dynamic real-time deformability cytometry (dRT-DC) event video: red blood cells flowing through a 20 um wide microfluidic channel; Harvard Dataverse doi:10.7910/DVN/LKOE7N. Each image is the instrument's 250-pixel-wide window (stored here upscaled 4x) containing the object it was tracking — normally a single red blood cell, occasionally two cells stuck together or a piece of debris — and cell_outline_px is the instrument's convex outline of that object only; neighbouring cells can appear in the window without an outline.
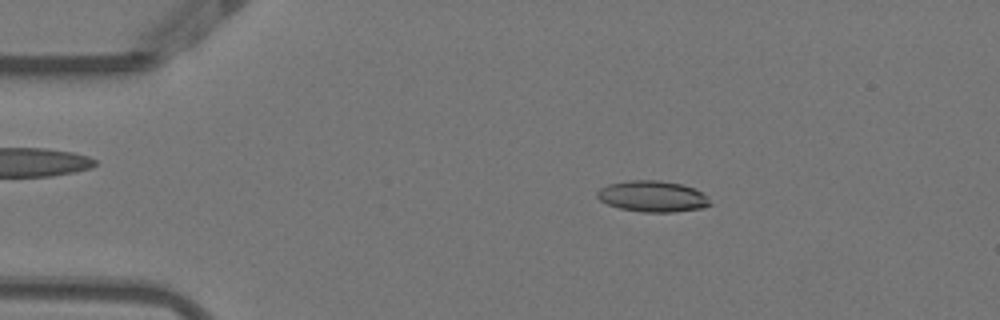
{"species": "Egyptian fruit bat (a non-hibernating species)", "species_latin": "Rousettus aegyptiacus", "temperature_condition": "warm", "stored_images_in_passage": 52, "camera_frame_rate_fps": 3000, "um_per_image_px": 0.085, "animal": {"sex": "female"}, "frame": {"image": 1, "passage_image": 9, "time_ms": 2.667, "image_size_px": [1000, 320], "cell_outline_px": [[708, 204], [692, 208], [628, 208], [612, 204], [608, 200], [620, 184], [676, 184], [688, 188], [696, 192]], "centroid_in_image_um": [55.74, 16.71], "position_along_channel_um": 29.3, "area_um2": 14.28}}
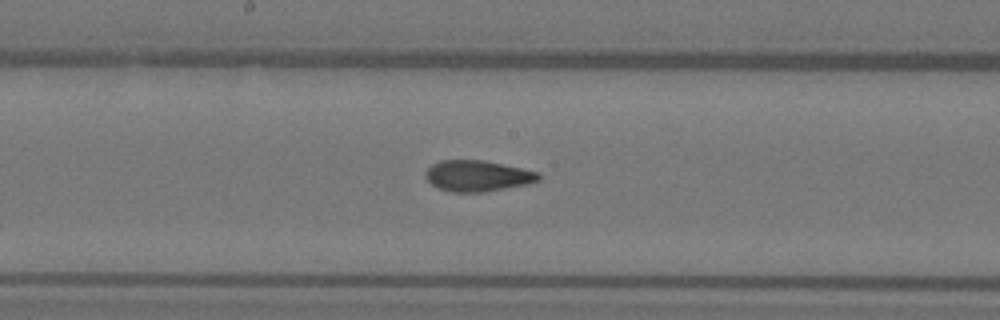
{"frame": {"image": 2, "passage_image": 27, "time_ms": 8.667, "image_size_px": [1000, 320], "cell_outline_px": [[536, 176], [532, 180], [484, 188], [452, 188], [440, 184], [432, 180], [432, 172], [436, 168], [444, 164], [492, 164], [532, 172]], "centroid_in_image_um": [40.68, 14.93], "position_along_channel_um": 207.5, "area_um2": 14.1}}
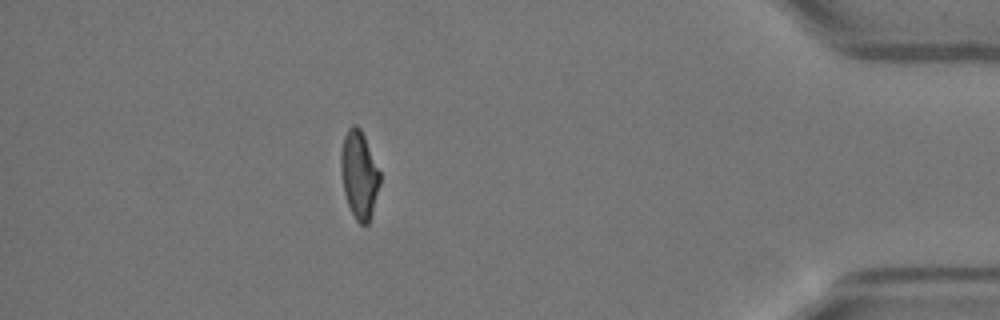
{"frame": {"image": 3, "passage_image": 46, "time_ms": 15.0, "image_size_px": [1000, 320], "cell_outline_px": [[380, 180], [368, 220], [364, 224], [356, 216], [348, 200], [344, 184], [344, 144], [352, 128], [356, 128], [360, 132], [380, 172]], "centroid_in_image_um": [30.6, 14.91], "position_along_channel_um": 404.6, "area_um2": 16.76}, "authors_computed_cell_mechanics": {"area_um2": 14.8546, "velocity_mm_per_s": 3.865, "shape_relaxation_time_tau1_ms": null, "shape_relaxation_time_tau2_ms": 4.8138, "deformation_change_tau1": null, "deformation_change_tau2": 0.0698}}